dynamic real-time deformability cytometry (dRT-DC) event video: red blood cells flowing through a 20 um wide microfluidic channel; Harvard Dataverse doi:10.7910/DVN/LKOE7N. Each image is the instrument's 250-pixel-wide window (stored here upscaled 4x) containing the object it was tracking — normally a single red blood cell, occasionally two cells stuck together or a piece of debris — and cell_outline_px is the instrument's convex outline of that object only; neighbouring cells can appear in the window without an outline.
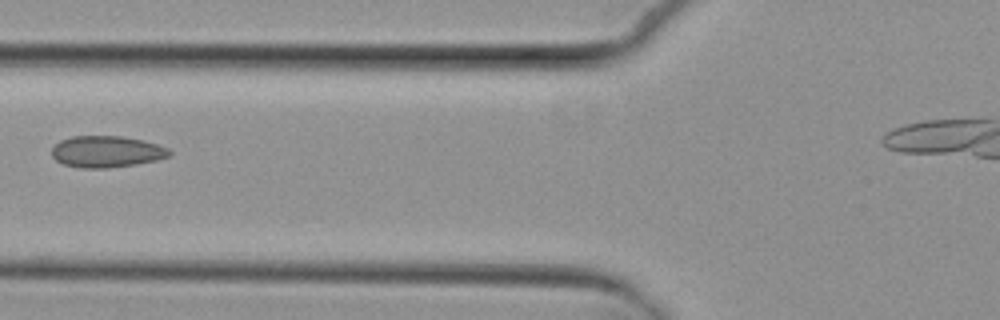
{"species": "common noctule bat (a hibernating species)", "species_latin": "Nyctalus noctula", "temperature_condition": "cold", "stored_images_in_passage": 8, "camera_frame_rate_fps": 3000, "um_per_image_px": 0.085, "animal": {"sex": "female", "body_mass_g": 29.2, "forearm_length_mm": 56.3}, "frame": {"image": 1, "passage_image": 7, "time_ms": 7.0, "image_size_px": [1000, 320], "cell_outline_px": [[172, 156], [156, 160], [136, 164], [108, 168], [80, 168], [64, 164], [56, 160], [52, 156], [52, 148], [60, 140], [72, 136], [120, 136], [144, 140], [168, 148], [172, 152]], "centroid_in_image_um": [9.08, 12.89], "position_along_channel_um": 116.7, "area_um2": 21.68}}
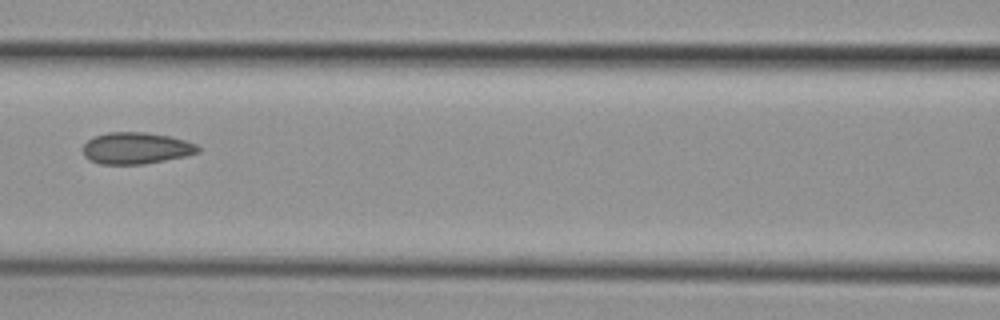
{"frame": {"image": 2, "passage_image": 8, "time_ms": 8.0, "image_size_px": [1000, 320], "cell_outline_px": [[200, 152], [184, 156], [144, 164], [100, 164], [88, 160], [84, 156], [84, 144], [92, 136], [108, 132], [144, 132], [172, 136], [196, 144], [200, 148]], "centroid_in_image_um": [11.55, 12.59], "position_along_channel_um": 155.0, "area_um2": 21.27}}